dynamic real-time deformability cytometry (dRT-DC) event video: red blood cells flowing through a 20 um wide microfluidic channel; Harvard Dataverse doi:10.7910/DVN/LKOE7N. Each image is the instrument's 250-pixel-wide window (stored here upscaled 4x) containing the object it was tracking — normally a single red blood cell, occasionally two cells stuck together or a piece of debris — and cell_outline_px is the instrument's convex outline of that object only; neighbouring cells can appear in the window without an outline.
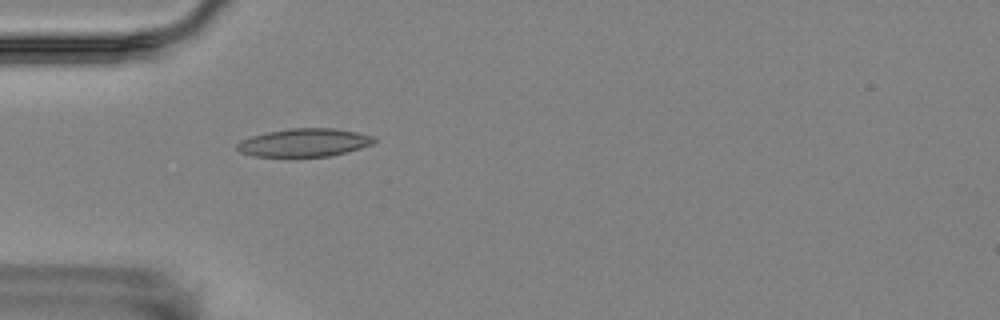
{"species": "Egyptian fruit bat (a non-hibernating species)", "species_latin": "Rousettus aegyptiacus", "temperature_condition": "room temperature", "stored_images_in_passage": 2, "camera_frame_rate_fps": 3000, "um_per_image_px": 0.085, "animal": {"sex": "female"}, "frame": {"image": 1, "passage_image": 2, "time_ms": 1.333, "image_size_px": [1000, 320], "cell_outline_px": [[376, 140], [372, 144], [360, 148], [332, 156], [252, 156], [240, 152], [236, 148], [236, 144], [240, 140], [252, 136], [268, 132], [292, 128], [332, 128], [356, 132], [372, 136]], "centroid_in_image_um": [25.84, 12.12], "position_along_channel_um": 59.2, "area_um2": 22.25}}